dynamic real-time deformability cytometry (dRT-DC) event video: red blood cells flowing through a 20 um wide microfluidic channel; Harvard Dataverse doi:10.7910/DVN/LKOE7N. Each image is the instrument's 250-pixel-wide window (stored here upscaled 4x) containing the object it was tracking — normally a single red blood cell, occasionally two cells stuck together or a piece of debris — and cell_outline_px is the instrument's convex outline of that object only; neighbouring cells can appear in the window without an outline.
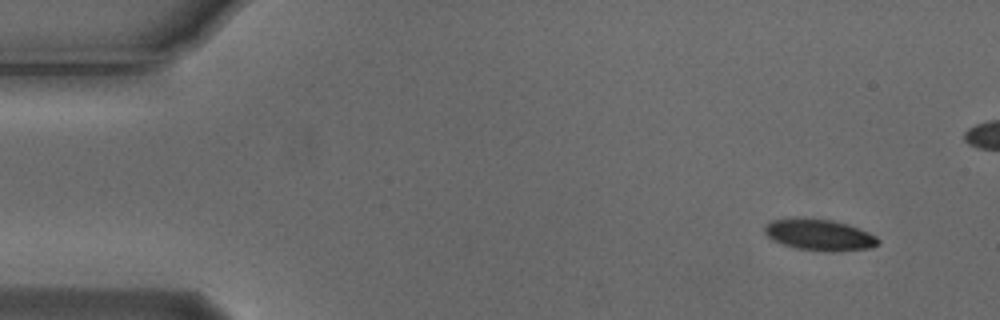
{"species": "Egyptian fruit bat (a non-hibernating species)", "species_latin": "Rousettus aegyptiacus", "temperature_condition": "cold", "stored_images_in_passage": 5, "camera_frame_rate_fps": 3000, "um_per_image_px": 0.085, "animal": {"sex": "male"}, "frame": {"image": 1, "passage_image": 1, "time_ms": 0.0, "image_size_px": [1000, 320], "cell_outline_px": [[880, 244], [872, 248], [836, 252], [824, 252], [796, 248], [772, 240], [764, 232], [764, 228], [772, 220], [792, 216], [832, 220], [848, 224], [868, 232], [876, 236], [880, 240]], "centroid_in_image_um": [69.66, 19.96], "position_along_channel_um": 15.3, "area_um2": 21.15}}